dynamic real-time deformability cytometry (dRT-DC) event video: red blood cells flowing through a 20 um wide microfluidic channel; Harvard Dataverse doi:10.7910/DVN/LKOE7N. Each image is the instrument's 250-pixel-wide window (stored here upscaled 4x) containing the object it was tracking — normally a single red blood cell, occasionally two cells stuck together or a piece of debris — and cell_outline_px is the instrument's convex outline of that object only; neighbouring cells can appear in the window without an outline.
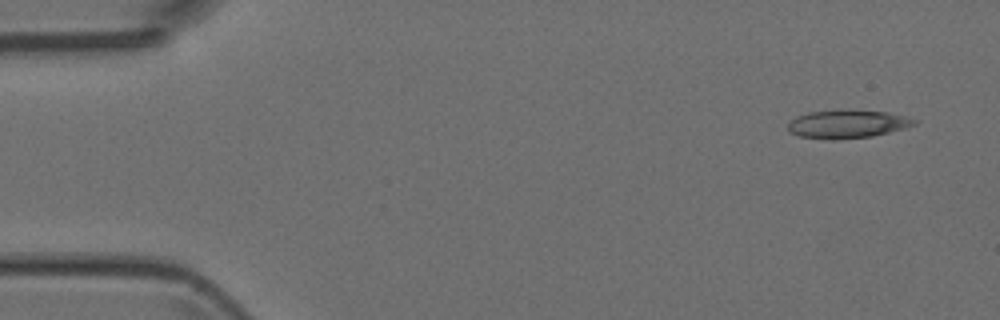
{"species": "Egyptian fruit bat (a non-hibernating species)", "species_latin": "Rousettus aegyptiacus", "temperature_condition": "room temperature", "stored_images_in_passage": 5, "camera_frame_rate_fps": 3000, "um_per_image_px": 0.085, "animal": {"sex": "female"}, "frame": {"image": 1, "passage_image": 1, "time_ms": 0.0, "image_size_px": [1000, 320], "cell_outline_px": [[920, 120], [916, 124], [904, 128], [872, 136], [832, 140], [800, 136], [788, 132], [788, 124], [796, 116], [808, 112], [884, 112], [904, 116]], "centroid_in_image_um": [72.01, 10.58], "position_along_channel_um": 13.0, "area_um2": 19.94}}
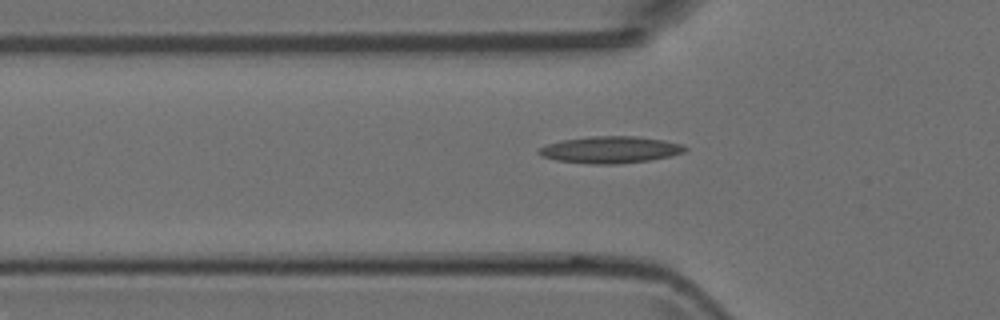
{"frame": {"image": 2, "passage_image": 5, "time_ms": 4.333, "image_size_px": [1000, 320], "cell_outline_px": [[688, 148], [684, 152], [672, 156], [652, 160], [616, 164], [592, 164], [556, 160], [540, 156], [536, 152], [540, 148], [548, 144], [560, 140], [592, 136], [636, 136], [664, 140], [680, 144]], "centroid_in_image_um": [51.87, 12.73], "position_along_channel_um": 73.9, "area_um2": 22.95}}